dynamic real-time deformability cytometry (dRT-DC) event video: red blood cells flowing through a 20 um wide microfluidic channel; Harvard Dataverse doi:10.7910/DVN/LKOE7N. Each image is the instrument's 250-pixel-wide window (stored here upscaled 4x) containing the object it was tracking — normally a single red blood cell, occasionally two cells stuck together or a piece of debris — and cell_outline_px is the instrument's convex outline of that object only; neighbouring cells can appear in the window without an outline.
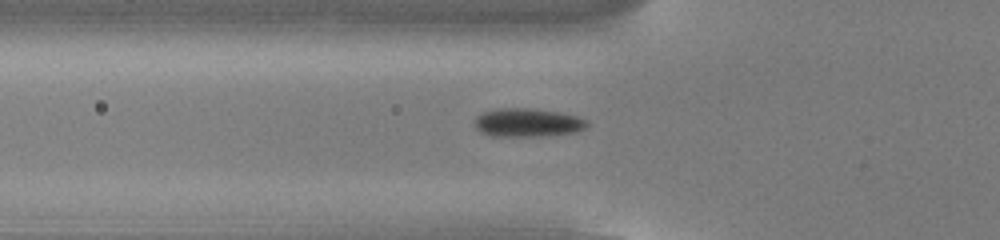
{"species": "common noctule bat (a hibernating species)", "species_latin": "Nyctalus noctula", "temperature_condition": "cold", "stored_images_in_passage": 37, "camera_frame_rate_fps": 3000, "um_per_image_px": 0.085, "animal": {"sex": "male", "body_mass_g": 13.0, "forearm_length_mm": 53.1}, "frame": {"image": 1, "passage_image": 2, "time_ms": 0.333, "image_size_px": [1000, 240], "cell_outline_px": [[588, 128], [576, 132], [544, 136], [492, 136], [480, 132], [476, 128], [476, 116], [484, 112], [496, 108], [528, 108], [560, 112], [576, 116], [588, 120]], "centroid_in_image_um": [44.88, 10.42], "position_along_channel_um": 80.9, "area_um2": 18.79}}
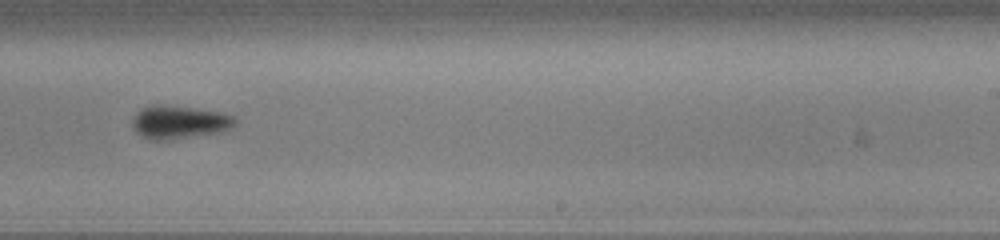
{"frame": {"image": 2, "passage_image": 17, "time_ms": 5.333, "image_size_px": [1000, 240], "cell_outline_px": [[236, 128], [220, 132], [164, 140], [148, 140], [136, 132], [132, 128], [132, 120], [136, 112], [140, 108], [152, 104], [160, 104], [220, 112], [236, 116]], "centroid_in_image_um": [15.23, 10.38], "position_along_channel_um": 273.8, "area_um2": 20.06}}
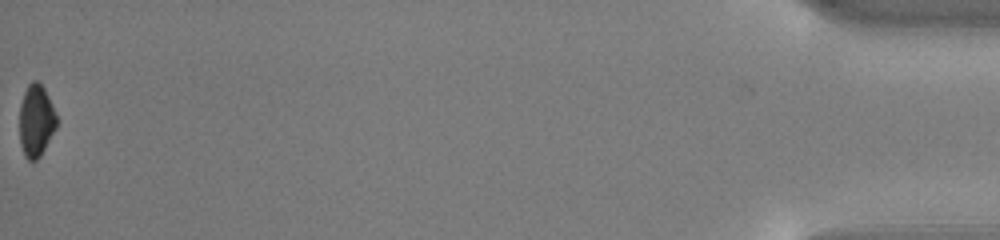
{"frame": {"image": 3, "passage_image": 37, "time_ms": 12.0, "image_size_px": [1000, 240], "cell_outline_px": [[56, 128], [40, 156], [32, 164], [24, 156], [20, 144], [20, 104], [24, 92], [28, 84], [32, 80], [36, 80], [44, 88], [56, 112]], "centroid_in_image_um": [3.05, 10.28], "position_along_channel_um": 432.1, "area_um2": 15.66}, "authors_computed_cell_mechanics": {"area_um2": 18.785, "velocity_mm_per_s": 3.8578, "shape_relaxation_time_tau1_ms": 8.1675, "shape_relaxation_time_tau2_ms": null, "deformation_change_tau1": 0.1877, "deformation_change_tau2": null}}